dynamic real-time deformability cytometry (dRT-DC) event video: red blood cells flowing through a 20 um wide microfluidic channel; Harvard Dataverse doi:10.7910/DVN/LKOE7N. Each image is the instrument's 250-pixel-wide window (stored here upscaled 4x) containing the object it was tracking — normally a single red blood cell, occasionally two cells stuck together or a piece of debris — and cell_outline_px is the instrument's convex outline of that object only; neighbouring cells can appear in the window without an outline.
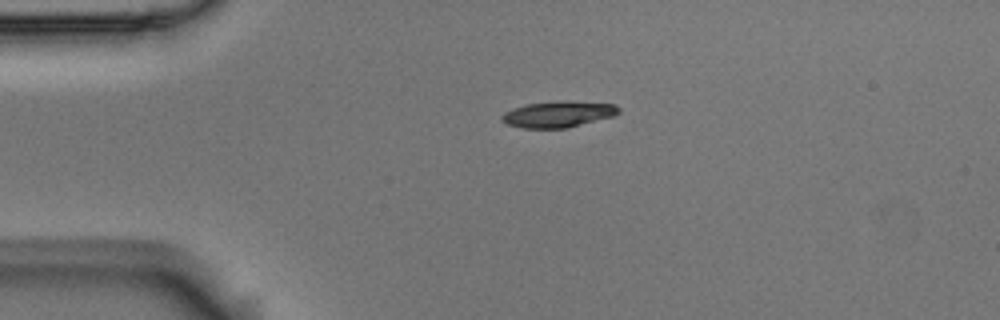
{"species": "Egyptian fruit bat (a non-hibernating species)", "species_latin": "Rousettus aegyptiacus", "temperature_condition": "room temperature", "stored_images_in_passage": 2, "camera_frame_rate_fps": 3000, "um_per_image_px": 0.085, "animal": {"sex": "male"}, "frame": {"image": 1, "passage_image": 1, "time_ms": 0.0, "image_size_px": [1000, 320], "cell_outline_px": [[620, 112], [612, 116], [568, 128], [524, 128], [508, 124], [500, 120], [500, 116], [504, 112], [512, 108], [528, 104], [616, 104], [620, 108]], "centroid_in_image_um": [47.37, 9.77], "position_along_channel_um": 37.6, "area_um2": 16.59}}